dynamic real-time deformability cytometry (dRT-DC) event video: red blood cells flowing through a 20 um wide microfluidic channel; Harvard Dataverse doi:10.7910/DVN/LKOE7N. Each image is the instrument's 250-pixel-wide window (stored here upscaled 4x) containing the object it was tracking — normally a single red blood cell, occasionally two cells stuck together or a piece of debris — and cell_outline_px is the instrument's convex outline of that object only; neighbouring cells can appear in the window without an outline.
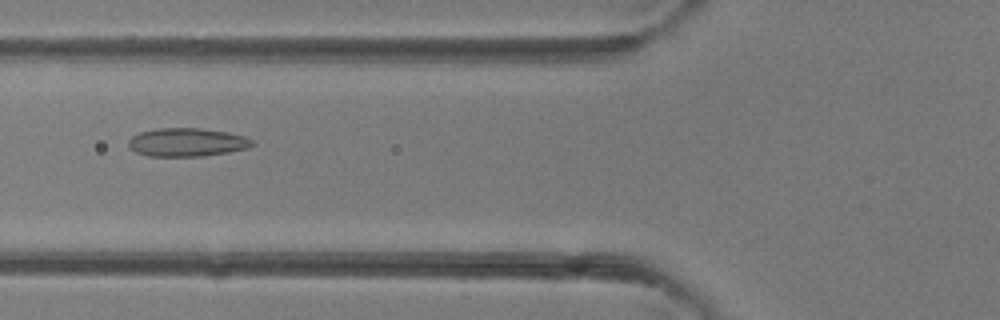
{"species": "common noctule bat (a hibernating species)", "species_latin": "Nyctalus noctula", "temperature_condition": "room temperature", "stored_images_in_passage": 42, "camera_frame_rate_fps": 3000, "um_per_image_px": 0.085, "animal": {"sex": "female"}, "frame": {"image": 1, "passage_image": 16, "time_ms": 5.0, "image_size_px": [1000, 320], "cell_outline_px": [[256, 144], [248, 148], [228, 152], [204, 156], [148, 156], [136, 152], [128, 144], [128, 140], [132, 136], [140, 132], [156, 128], [200, 128], [228, 132], [244, 136], [252, 140]], "centroid_in_image_um": [15.91, 12.09], "position_along_channel_um": 109.9, "area_um2": 20.52}}
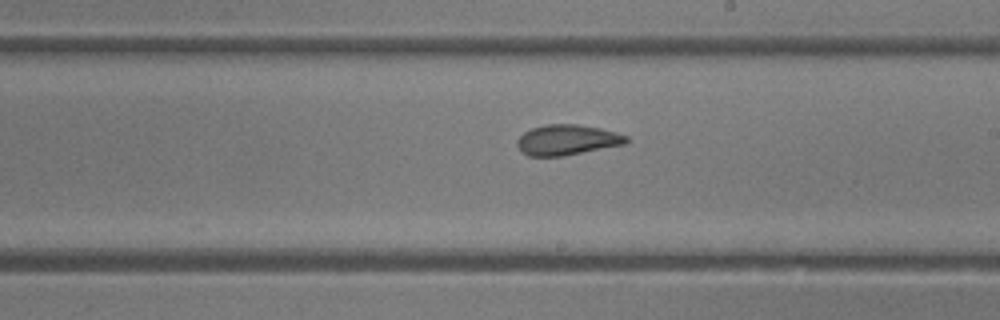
{"frame": {"image": 2, "passage_image": 24, "time_ms": 7.667, "image_size_px": [1000, 320], "cell_outline_px": [[628, 140], [624, 144], [564, 156], [528, 156], [520, 152], [516, 144], [516, 140], [524, 132], [532, 128], [544, 124], [576, 124], [600, 128], [616, 132], [628, 136]], "centroid_in_image_um": [48.16, 11.89], "position_along_channel_um": 240.8, "area_um2": 19.42}}
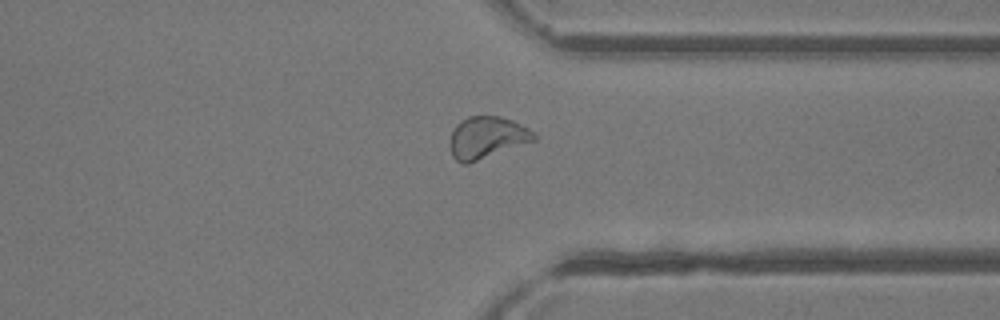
{"frame": {"image": 3, "passage_image": 32, "time_ms": 10.333, "image_size_px": [1000, 320], "cell_outline_px": [[536, 140], [468, 164], [460, 164], [452, 156], [448, 144], [452, 132], [456, 124], [460, 120], [468, 116], [500, 116], [512, 120], [536, 132]], "centroid_in_image_um": [41.36, 11.7], "position_along_channel_um": 370.0, "area_um2": 20.81}}